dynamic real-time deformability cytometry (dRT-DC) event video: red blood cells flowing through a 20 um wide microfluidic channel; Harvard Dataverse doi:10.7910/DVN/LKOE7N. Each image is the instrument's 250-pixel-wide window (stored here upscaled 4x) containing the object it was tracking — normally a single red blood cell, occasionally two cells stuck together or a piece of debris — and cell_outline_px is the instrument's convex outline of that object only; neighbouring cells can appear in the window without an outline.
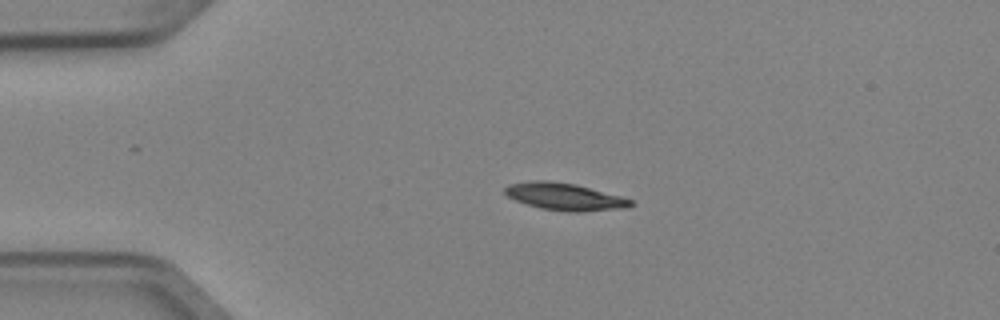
{"species": "Egyptian fruit bat (a non-hibernating species)", "species_latin": "Rousettus aegyptiacus", "temperature_condition": "cold", "stored_images_in_passage": 5, "camera_frame_rate_fps": 3000, "um_per_image_px": 0.085, "animal": {"sex": "female"}, "frame": {"image": 1, "passage_image": 4, "time_ms": 1.0, "image_size_px": [1000, 320], "cell_outline_px": [[636, 204], [628, 208], [580, 212], [568, 212], [540, 208], [516, 200], [508, 196], [504, 192], [504, 188], [508, 184], [532, 180], [548, 180], [576, 184], [620, 196], [632, 200]], "centroid_in_image_um": [48.02, 16.71], "position_along_channel_um": 37.0, "area_um2": 20.06}}